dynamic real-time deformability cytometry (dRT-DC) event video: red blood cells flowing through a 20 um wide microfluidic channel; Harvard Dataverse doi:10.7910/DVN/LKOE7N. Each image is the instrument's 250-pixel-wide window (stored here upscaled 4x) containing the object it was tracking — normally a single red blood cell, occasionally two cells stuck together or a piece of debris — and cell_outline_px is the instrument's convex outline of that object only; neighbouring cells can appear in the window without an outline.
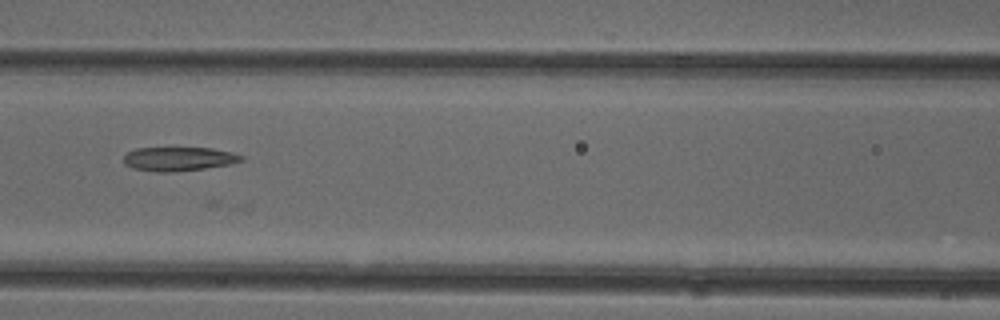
{"species": "common noctule bat (a hibernating species)", "species_latin": "Nyctalus noctula", "temperature_condition": "cold", "stored_images_in_passage": 18, "camera_frame_rate_fps": 3000, "um_per_image_px": 0.085, "animal": {"sex": "female"}, "frame": {"image": 1, "passage_image": 12, "time_ms": 3.667, "image_size_px": [1000, 320], "cell_outline_px": [[244, 160], [232, 164], [204, 168], [172, 172], [156, 172], [132, 168], [124, 164], [124, 156], [128, 152], [136, 148], [212, 148], [232, 152], [244, 156]], "centroid_in_image_um": [15.21, 13.51], "position_along_channel_um": 151.4, "area_um2": 16.47}}
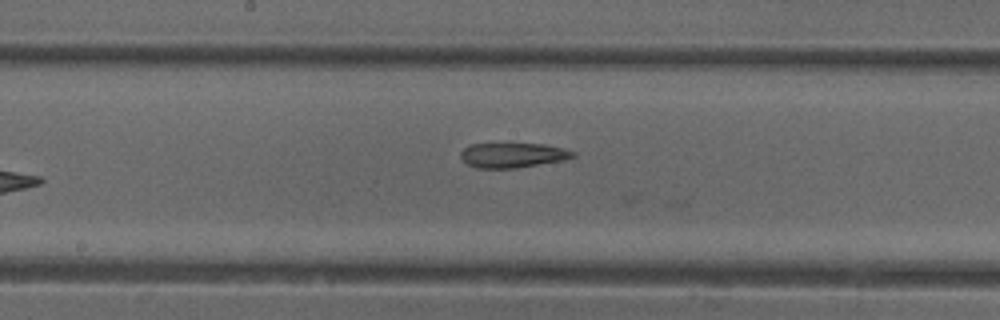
{"frame": {"image": 2, "passage_image": 16, "time_ms": 5.0, "image_size_px": [1000, 320], "cell_outline_px": [[576, 156], [564, 160], [516, 168], [476, 168], [468, 164], [460, 156], [460, 152], [468, 144], [544, 144], [564, 148], [576, 152]], "centroid_in_image_um": [43.6, 13.19], "position_along_channel_um": 204.6, "area_um2": 16.24}}